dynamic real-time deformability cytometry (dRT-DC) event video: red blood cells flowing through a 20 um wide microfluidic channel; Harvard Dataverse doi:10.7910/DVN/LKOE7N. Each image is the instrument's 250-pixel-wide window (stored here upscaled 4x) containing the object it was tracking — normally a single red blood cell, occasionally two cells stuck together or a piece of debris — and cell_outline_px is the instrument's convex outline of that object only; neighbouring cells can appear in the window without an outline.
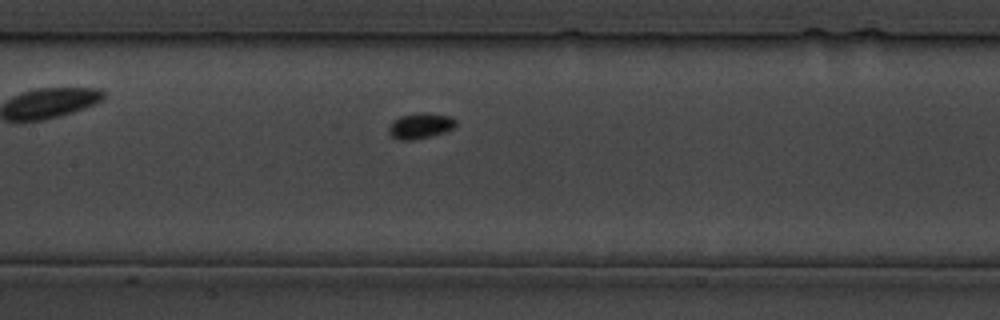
{"species": "common noctule bat (a hibernating species)", "species_latin": "Nyctalus noctula", "temperature_condition": "cold", "stored_images_in_passage": 26, "camera_frame_rate_fps": 3000, "um_per_image_px": 0.085, "animal": {"sex": "male", "body_mass_g": 19.5, "forearm_length_mm": 54.6}, "frame": {"image": 1, "passage_image": 7, "time_ms": 7.0, "image_size_px": [1000, 320], "cell_outline_px": [[456, 128], [432, 136], [416, 140], [400, 140], [392, 136], [388, 132], [388, 128], [392, 120], [400, 116], [420, 112], [428, 112], [448, 116], [456, 120]], "centroid_in_image_um": [35.73, 10.69], "position_along_channel_um": 171.7, "area_um2": 10.23}}